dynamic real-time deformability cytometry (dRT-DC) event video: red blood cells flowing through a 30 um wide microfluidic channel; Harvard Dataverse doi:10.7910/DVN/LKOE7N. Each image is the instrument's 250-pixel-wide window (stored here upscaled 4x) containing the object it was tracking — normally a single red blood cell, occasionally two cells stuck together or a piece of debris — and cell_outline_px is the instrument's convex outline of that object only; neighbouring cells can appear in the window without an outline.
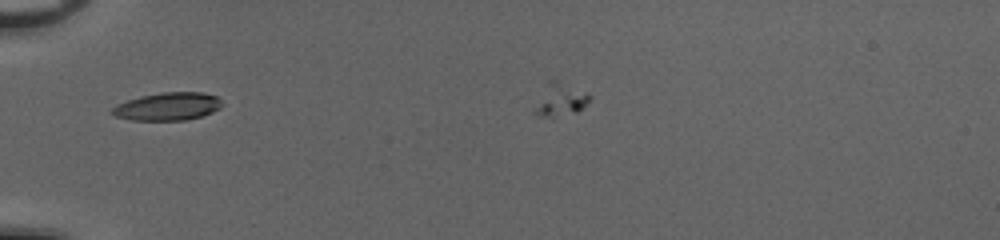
{"species": "common noctule bat (a hibernating species)", "species_latin": "Nyctalus noctula", "temperature_condition": "cold", "stored_images_in_passage": 17, "camera_frame_rate_fps": 3000, "um_per_image_px": 0.085, "animal": {"sex": "female", "body_mass_g": 20.0, "forearm_length_mm": 54.0}, "frame": {"image": 1, "passage_image": 15, "time_ms": 4.667, "image_size_px": [1000, 240], "cell_outline_px": [[220, 108], [212, 112], [200, 116], [184, 120], [132, 120], [116, 116], [112, 112], [112, 108], [116, 104], [140, 96], [160, 92], [204, 92], [216, 96], [220, 100]], "centroid_in_image_um": [14.24, 9.04], "position_along_channel_um": 70.8, "area_um2": 17.69}}